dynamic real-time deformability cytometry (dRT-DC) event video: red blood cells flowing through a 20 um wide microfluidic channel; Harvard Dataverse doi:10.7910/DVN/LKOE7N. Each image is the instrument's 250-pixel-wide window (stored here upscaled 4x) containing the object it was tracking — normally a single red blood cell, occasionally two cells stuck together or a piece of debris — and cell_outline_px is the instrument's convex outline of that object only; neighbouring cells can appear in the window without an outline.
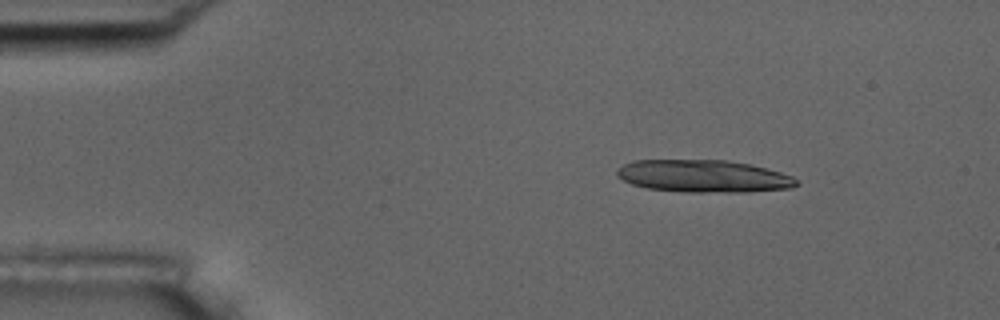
{"species": "common noctule bat (a hibernating species)", "species_latin": "Nyctalus noctula", "temperature_condition": "room temperature", "stored_images_in_passage": 9, "camera_frame_rate_fps": 3000, "um_per_image_px": 0.085, "animal": {"sex": "male", "body_mass_g": 17.5, "forearm_length_mm": 52.3}, "frame": {"image": 1, "passage_image": 1, "time_ms": 0.0, "image_size_px": [1000, 320], "cell_outline_px": [[800, 184], [792, 188], [744, 192], [684, 192], [648, 188], [632, 184], [616, 176], [616, 168], [632, 160], [728, 160], [752, 164], [780, 172], [792, 176]], "centroid_in_image_um": [59.8, 14.97], "position_along_channel_um": 25.2, "area_um2": 34.1}}
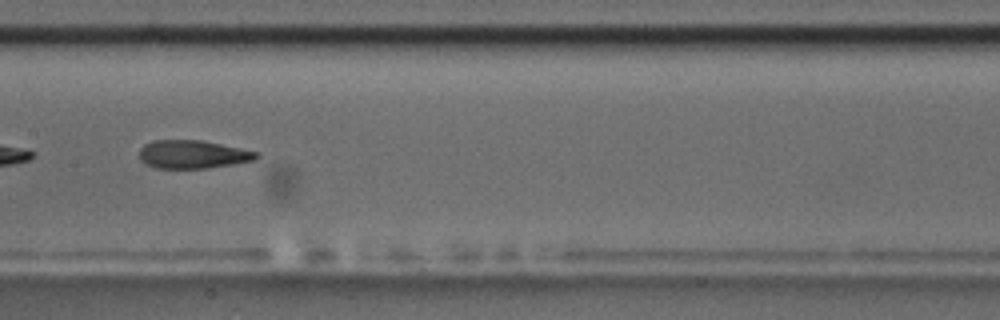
{"frame": {"image": 2, "passage_image": 7, "time_ms": 6.667, "image_size_px": [1000, 320], "cell_outline_px": [[260, 156], [252, 160], [232, 164], [208, 168], [156, 168], [144, 164], [140, 160], [140, 148], [144, 144], [152, 140], [204, 140], [260, 152]], "centroid_in_image_um": [16.37, 13.11], "position_along_channel_um": 191.0, "area_um2": 19.42}}
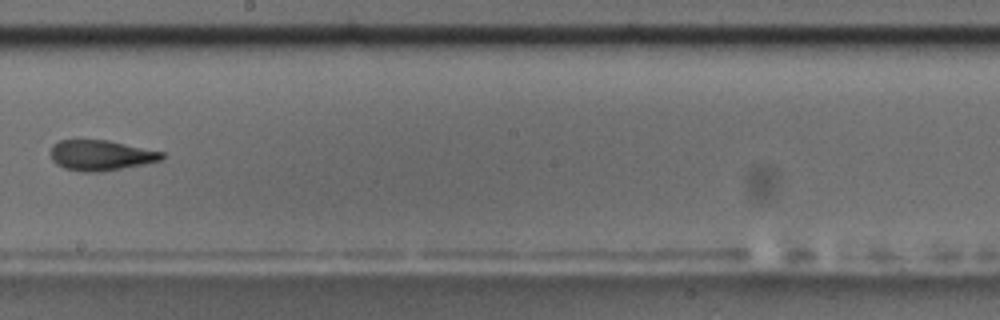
{"frame": {"image": 3, "passage_image": 8, "time_ms": 8.0, "image_size_px": [1000, 320], "cell_outline_px": [[164, 156], [160, 160], [144, 164], [100, 172], [84, 172], [64, 168], [56, 164], [52, 160], [48, 152], [52, 144], [60, 140], [108, 140], [164, 152]], "centroid_in_image_um": [8.52, 13.19], "position_along_channel_um": 239.7, "area_um2": 19.83}}